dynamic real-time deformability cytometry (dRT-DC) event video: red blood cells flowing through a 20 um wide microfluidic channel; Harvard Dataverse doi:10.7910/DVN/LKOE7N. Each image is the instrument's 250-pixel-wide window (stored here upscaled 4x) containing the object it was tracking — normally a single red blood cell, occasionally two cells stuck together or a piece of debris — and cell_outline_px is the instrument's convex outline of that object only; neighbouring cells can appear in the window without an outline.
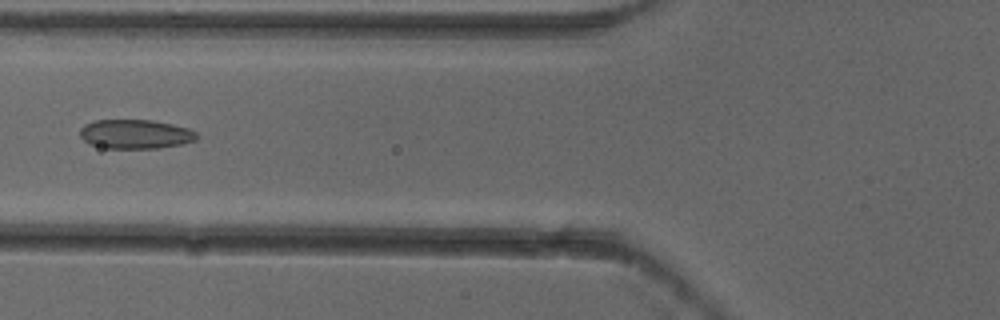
{"species": "common noctule bat (a hibernating species)", "species_latin": "Nyctalus noctula", "temperature_condition": "cold", "stored_images_in_passage": 6, "camera_frame_rate_fps": 3000, "um_per_image_px": 0.085, "animal": {"sex": "female"}, "frame": {"image": 1, "passage_image": 5, "time_ms": 1.333, "image_size_px": [1000, 320], "cell_outline_px": [[200, 136], [196, 140], [180, 144], [156, 148], [108, 148], [88, 144], [80, 136], [80, 128], [84, 124], [96, 120], [152, 120], [172, 124], [188, 128], [196, 132]], "centroid_in_image_um": [11.5, 11.39], "position_along_channel_um": 114.3, "area_um2": 19.88}}